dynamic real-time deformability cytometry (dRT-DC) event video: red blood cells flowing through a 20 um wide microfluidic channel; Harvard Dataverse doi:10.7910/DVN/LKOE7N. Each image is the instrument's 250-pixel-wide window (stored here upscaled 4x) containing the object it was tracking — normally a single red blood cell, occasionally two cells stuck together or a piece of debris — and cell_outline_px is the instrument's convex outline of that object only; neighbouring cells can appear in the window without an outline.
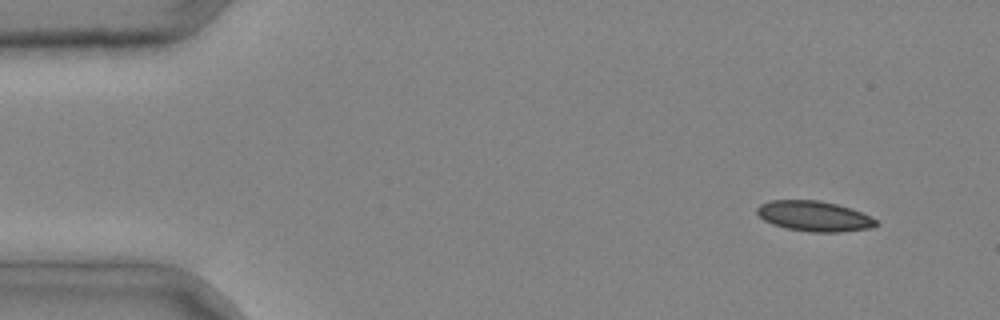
{"species": "common noctule bat (a hibernating species)", "species_latin": "Nyctalus noctula", "temperature_condition": "cold", "stored_images_in_passage": 2, "camera_frame_rate_fps": 3000, "um_per_image_px": 0.085, "animal": {"sex": "male", "body_mass_g": 20.4}, "frame": {"image": 1, "passage_image": 1, "time_ms": 0.0, "image_size_px": [1000, 320], "cell_outline_px": [[880, 224], [872, 228], [840, 232], [808, 232], [788, 228], [772, 224], [764, 220], [756, 212], [756, 208], [760, 204], [772, 200], [820, 200], [852, 208], [876, 220]], "centroid_in_image_um": [69.21, 18.37], "position_along_channel_um": 15.8, "area_um2": 21.04}}
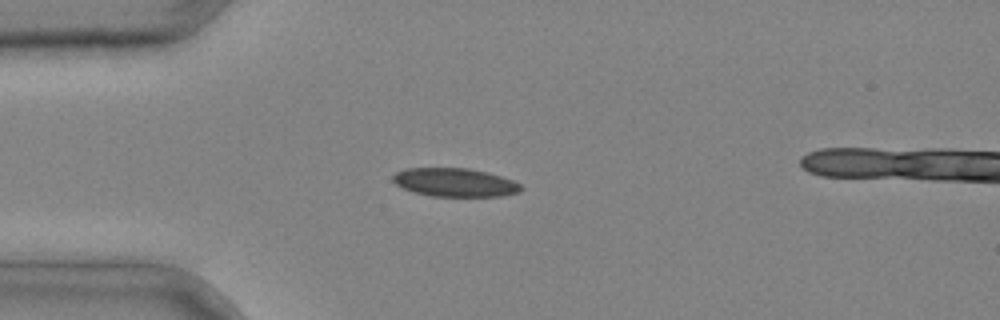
{"frame": {"image": 2, "passage_image": 2, "time_ms": 0.333, "image_size_px": [1000, 320], "cell_outline_px": [[524, 188], [520, 192], [504, 196], [432, 196], [416, 192], [404, 188], [396, 184], [392, 180], [392, 176], [396, 172], [404, 168], [468, 168], [488, 172], [512, 180], [520, 184]], "centroid_in_image_um": [38.69, 15.5], "position_along_channel_um": 46.3, "area_um2": 21.27}}